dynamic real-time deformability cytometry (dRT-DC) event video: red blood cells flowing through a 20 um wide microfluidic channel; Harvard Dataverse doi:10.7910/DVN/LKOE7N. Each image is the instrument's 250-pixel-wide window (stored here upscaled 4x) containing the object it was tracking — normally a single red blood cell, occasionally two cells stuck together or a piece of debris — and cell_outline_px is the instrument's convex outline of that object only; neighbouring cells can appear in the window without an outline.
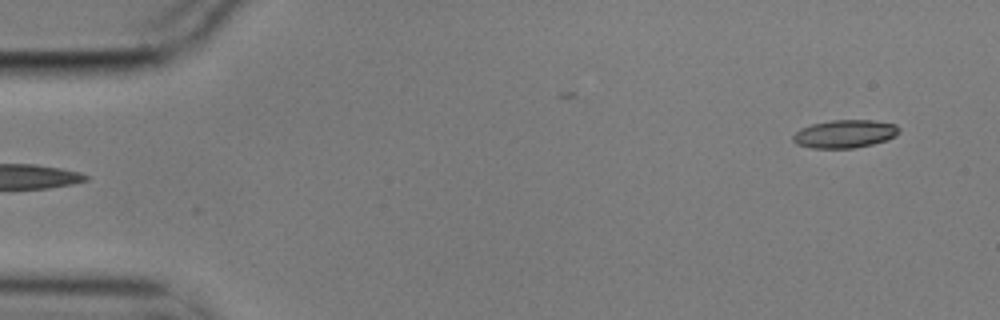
{"species": "common noctule bat (a hibernating species)", "species_latin": "Nyctalus noctula", "temperature_condition": "cold", "stored_images_in_passage": 4, "camera_frame_rate_fps": 3000, "um_per_image_px": 0.085, "animal": {"sex": "male", "body_mass_g": 17.9}, "frame": {"image": 1, "passage_image": 4, "time_ms": 1.0, "image_size_px": [1000, 320], "cell_outline_px": [[900, 132], [896, 136], [888, 140], [856, 148], [812, 148], [796, 144], [792, 140], [792, 136], [800, 128], [812, 124], [832, 120], [872, 120], [896, 124], [900, 128]], "centroid_in_image_um": [71.83, 11.38], "position_along_channel_um": 13.2, "area_um2": 17.51}}